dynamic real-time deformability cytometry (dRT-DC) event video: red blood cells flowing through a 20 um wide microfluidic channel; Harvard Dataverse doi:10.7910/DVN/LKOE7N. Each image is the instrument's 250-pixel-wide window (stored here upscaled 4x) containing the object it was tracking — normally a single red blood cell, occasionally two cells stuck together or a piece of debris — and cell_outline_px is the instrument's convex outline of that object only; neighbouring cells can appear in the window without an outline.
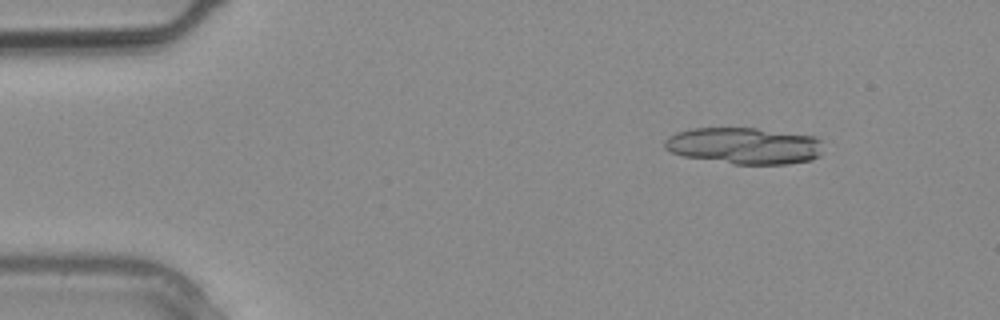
{"species": "common noctule bat (a hibernating species)", "species_latin": "Nyctalus noctula", "temperature_condition": "warm", "stored_images_in_passage": 3, "camera_frame_rate_fps": 3000, "um_per_image_px": 0.085, "animal": {"sex": "male", "body_mass_g": 20.4}, "frame": {"image": 1, "passage_image": 2, "time_ms": 0.333, "image_size_px": [1000, 320], "cell_outline_px": [[820, 156], [812, 160], [788, 164], [732, 164], [684, 156], [672, 152], [664, 148], [664, 140], [668, 136], [676, 132], [692, 128], [756, 128], [816, 136], [820, 140]], "centroid_in_image_um": [63.25, 12.39], "position_along_channel_um": 21.8, "area_um2": 33.93}}